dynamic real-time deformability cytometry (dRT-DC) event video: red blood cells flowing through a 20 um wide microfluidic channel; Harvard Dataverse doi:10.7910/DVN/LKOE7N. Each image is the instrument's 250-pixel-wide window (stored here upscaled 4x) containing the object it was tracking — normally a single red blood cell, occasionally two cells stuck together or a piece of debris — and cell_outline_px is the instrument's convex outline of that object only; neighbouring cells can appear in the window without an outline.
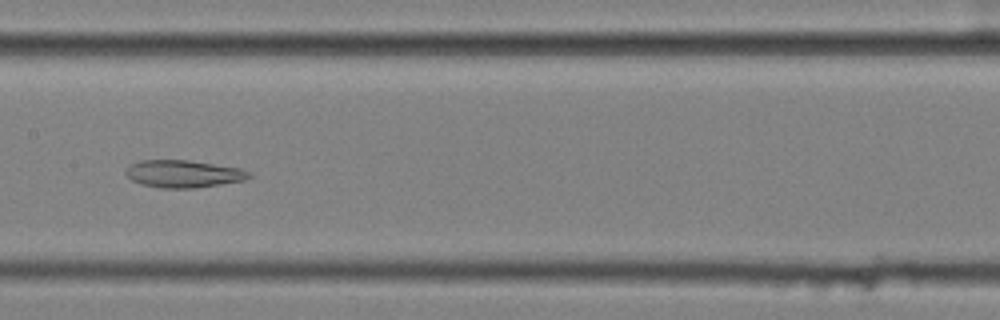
{"species": "common noctule bat (a hibernating species)", "species_latin": "Nyctalus noctula", "temperature_condition": "cold", "stored_images_in_passage": 57, "segment_of_instrument_passage": [2, 2], "camera_frame_rate_fps": 3000, "um_per_image_px": 0.085, "animal": {"sex": "female", "body_mass_g": 25.1}, "frame": {"image": 1, "passage_image": 29, "time_ms": 9.333, "image_size_px": [1000, 320], "cell_outline_px": [[252, 176], [244, 180], [196, 188], [160, 188], [140, 184], [132, 180], [124, 172], [132, 164], [140, 160], [188, 160], [240, 168], [248, 172]], "centroid_in_image_um": [15.57, 14.78], "position_along_channel_um": 191.8, "area_um2": 19.54}}
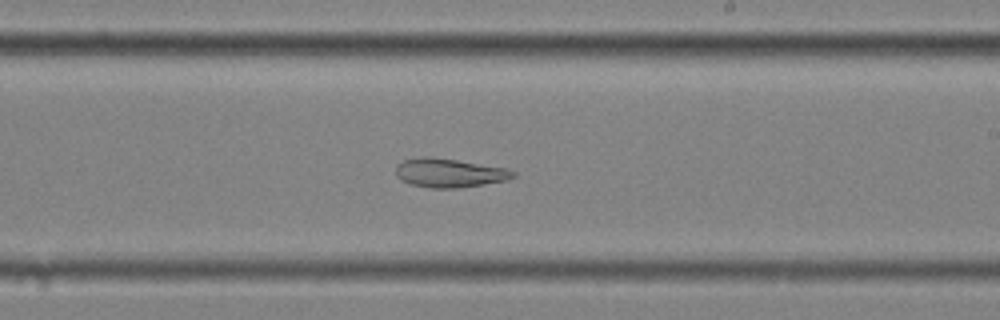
{"frame": {"image": 2, "passage_image": 34, "time_ms": 11.0, "image_size_px": [1000, 320], "cell_outline_px": [[516, 176], [508, 180], [484, 184], [456, 188], [432, 188], [408, 184], [400, 180], [396, 176], [396, 168], [404, 160], [420, 156], [432, 156], [504, 168], [516, 172]], "centroid_in_image_um": [38.16, 14.7], "position_along_channel_um": 250.8, "area_um2": 19.71}}
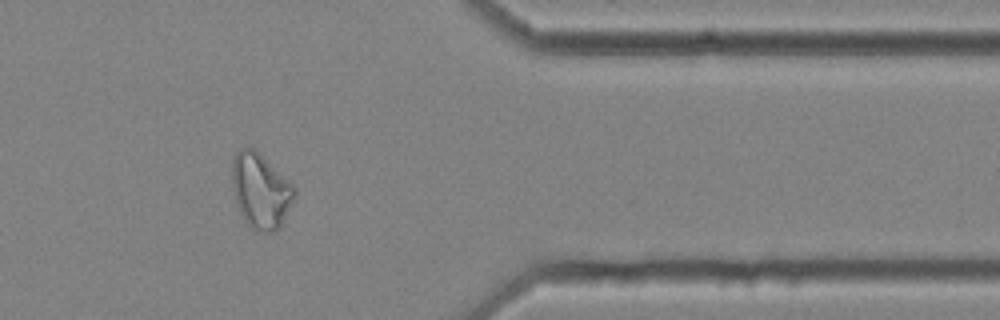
{"frame": {"image": 3, "passage_image": 47, "time_ms": 15.333, "image_size_px": [1000, 320], "cell_outline_px": [[296, 192], [280, 228], [272, 232], [264, 232], [252, 228], [244, 220], [236, 204], [232, 188], [232, 160], [236, 152], [240, 148], [252, 148], [260, 152], [296, 188]], "centroid_in_image_um": [22.13, 16.2], "position_along_channel_um": 389.3, "area_um2": 27.22}}